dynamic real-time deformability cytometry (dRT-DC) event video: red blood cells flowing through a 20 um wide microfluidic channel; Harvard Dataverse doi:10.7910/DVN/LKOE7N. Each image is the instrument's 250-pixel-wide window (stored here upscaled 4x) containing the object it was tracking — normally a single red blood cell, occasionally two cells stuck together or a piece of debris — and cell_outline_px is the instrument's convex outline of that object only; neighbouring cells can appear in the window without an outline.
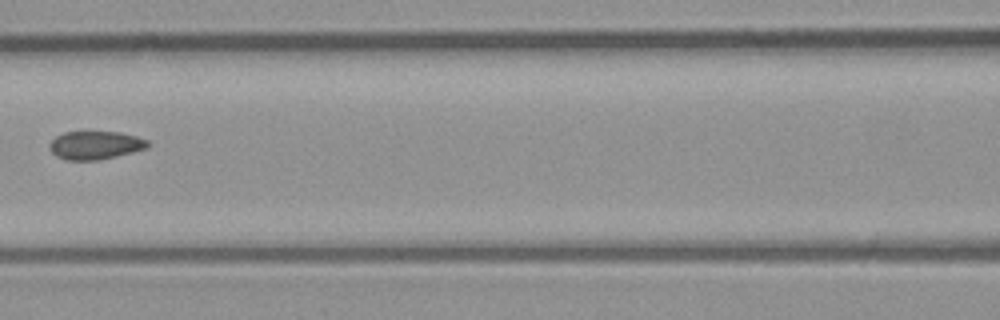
{"species": "common noctule bat (a hibernating species)", "species_latin": "Nyctalus noctula", "temperature_condition": "room temperature", "stored_images_in_passage": 6, "camera_frame_rate_fps": 3000, "um_per_image_px": 0.085, "animal": {"sex": "male", "body_mass_g": 23.1, "forearm_length_mm": 52.7}, "frame": {"image": 1, "passage_image": 6, "time_ms": 1.667, "image_size_px": [1000, 320], "cell_outline_px": [[152, 144], [148, 148], [116, 156], [96, 160], [64, 160], [56, 156], [52, 152], [48, 144], [56, 136], [64, 132], [120, 132], [136, 136], [148, 140]], "centroid_in_image_um": [8.12, 12.34], "position_along_channel_um": 158.5, "area_um2": 16.24}}